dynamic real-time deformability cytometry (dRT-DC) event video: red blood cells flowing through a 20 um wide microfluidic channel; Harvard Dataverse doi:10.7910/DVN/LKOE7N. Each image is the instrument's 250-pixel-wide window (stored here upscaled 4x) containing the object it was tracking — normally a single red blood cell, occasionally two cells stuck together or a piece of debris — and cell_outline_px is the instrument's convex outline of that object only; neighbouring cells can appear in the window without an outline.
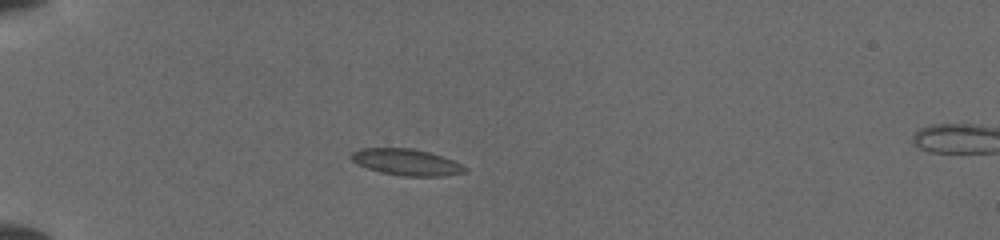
{"species": "common noctule bat (a hibernating species)", "species_latin": "Nyctalus noctula", "temperature_condition": "cold", "stored_images_in_passage": 18, "camera_frame_rate_fps": 3000, "um_per_image_px": 0.085, "animal": {"sex": "female", "body_mass_g": 19.5, "forearm_length_mm": 54.1}, "frame": {"image": 1, "passage_image": 1, "time_ms": 0.0, "image_size_px": [1000, 240], "cell_outline_px": [[468, 172], [444, 176], [404, 176], [380, 172], [356, 164], [348, 156], [352, 152], [360, 148], [412, 148], [428, 152], [452, 160], [468, 168]], "centroid_in_image_um": [34.52, 13.78], "position_along_channel_um": 50.5, "area_um2": 17.51}}
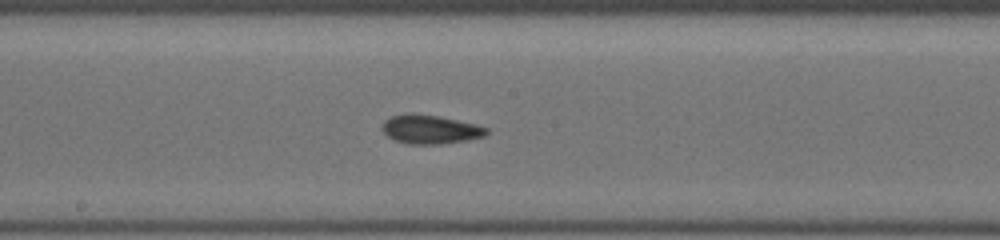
{"frame": {"image": 2, "passage_image": 8, "time_ms": 4.667, "image_size_px": [1000, 240], "cell_outline_px": [[488, 132], [484, 136], [468, 140], [440, 144], [408, 144], [392, 140], [384, 132], [384, 120], [392, 116], [412, 112], [436, 116], [476, 124], [488, 128]], "centroid_in_image_um": [36.57, 11.0], "position_along_channel_um": 211.6, "area_um2": 17.46}}
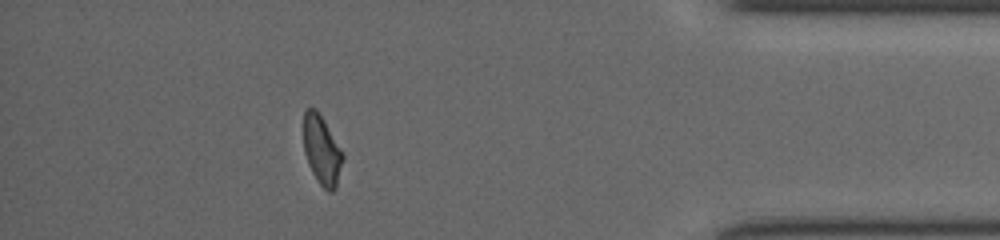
{"frame": {"image": 3, "passage_image": 16, "time_ms": 10.333, "image_size_px": [1000, 240], "cell_outline_px": [[344, 156], [336, 188], [332, 192], [328, 192], [316, 180], [308, 164], [304, 152], [304, 112], [308, 108], [312, 108], [324, 120], [344, 152]], "centroid_in_image_um": [27.37, 12.81], "position_along_channel_um": 407.8, "area_um2": 15.78}}